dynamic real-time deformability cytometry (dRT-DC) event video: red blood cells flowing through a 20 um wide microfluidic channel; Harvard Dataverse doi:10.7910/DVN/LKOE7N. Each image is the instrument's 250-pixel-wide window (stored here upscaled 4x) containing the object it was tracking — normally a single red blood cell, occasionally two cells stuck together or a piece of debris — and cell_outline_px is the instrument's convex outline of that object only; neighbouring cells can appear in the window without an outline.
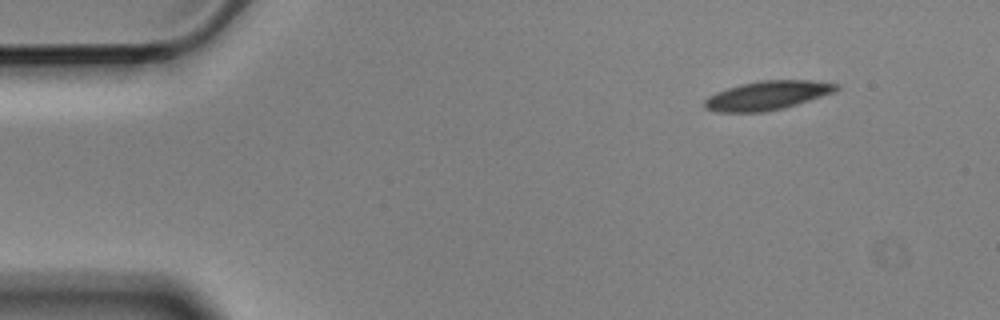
{"species": "Egyptian fruit bat (a non-hibernating species)", "species_latin": "Rousettus aegyptiacus", "temperature_condition": "cold", "stored_images_in_passage": 4, "camera_frame_rate_fps": 3000, "um_per_image_px": 0.085, "animal": {"sex": "male"}, "frame": {"image": 1, "passage_image": 1, "time_ms": 0.0, "image_size_px": [1000, 320], "cell_outline_px": [[840, 88], [832, 92], [784, 108], [764, 112], [716, 112], [704, 108], [704, 100], [708, 96], [716, 92], [740, 84], [760, 80], [808, 80], [840, 84]], "centroid_in_image_um": [65.17, 8.11], "position_along_channel_um": 19.8, "area_um2": 22.08}}
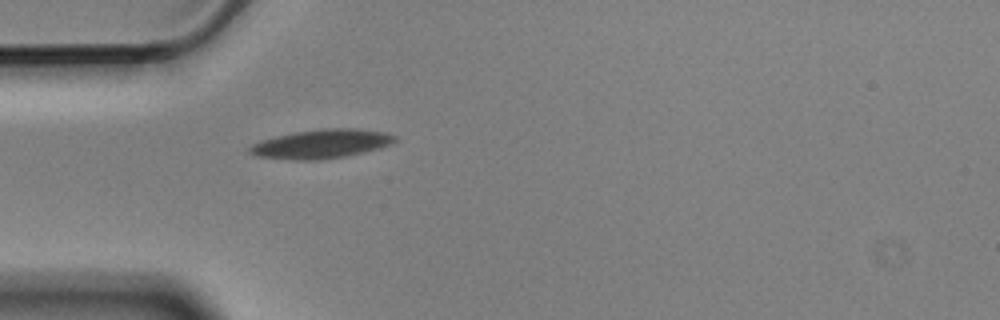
{"frame": {"image": 2, "passage_image": 4, "time_ms": 1.0, "image_size_px": [1000, 320], "cell_outline_px": [[396, 140], [380, 148], [364, 152], [344, 156], [320, 160], [292, 160], [256, 156], [248, 152], [248, 148], [252, 144], [260, 140], [276, 136], [296, 132], [324, 128], [356, 128], [384, 132], [396, 136]], "centroid_in_image_um": [27.28, 12.23], "position_along_channel_um": 57.7, "area_um2": 24.45}}